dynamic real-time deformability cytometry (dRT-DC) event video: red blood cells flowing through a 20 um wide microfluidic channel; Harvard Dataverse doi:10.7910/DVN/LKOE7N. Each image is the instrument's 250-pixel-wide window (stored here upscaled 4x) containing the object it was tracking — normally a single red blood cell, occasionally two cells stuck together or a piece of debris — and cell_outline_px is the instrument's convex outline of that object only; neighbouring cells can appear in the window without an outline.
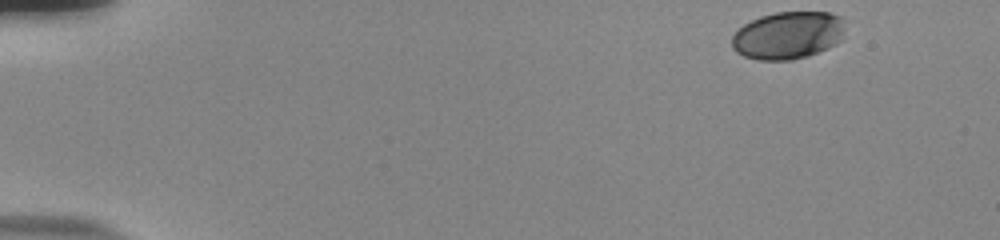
{"species": "human", "species_latin": "Homo sapiens", "temperature_condition": "room temperature", "stored_images_in_passage": 51, "camera_frame_rate_fps": 3000, "um_per_image_px": 0.085, "donor": {"sex": "male"}, "frame": {"image": 1, "passage_image": 1, "time_ms": 0.0, "image_size_px": [1000, 240], "cell_outline_px": [[844, 28], [840, 40], [836, 44], [828, 48], [808, 56], [792, 60], [756, 60], [744, 56], [736, 52], [732, 48], [732, 36], [744, 24], [760, 16], [776, 12], [828, 12], [840, 16], [844, 20]], "centroid_in_image_um": [66.97, 3.01], "position_along_channel_um": 18.0, "area_um2": 31.5}}
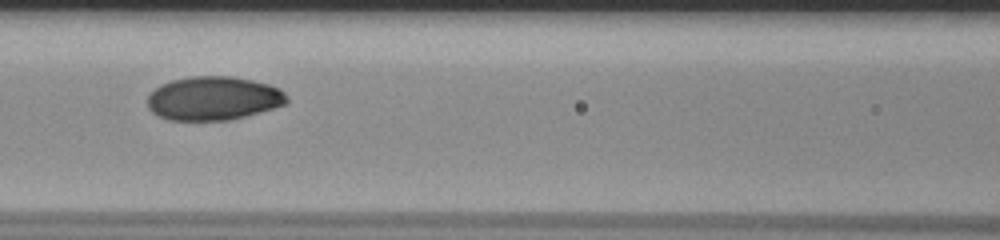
{"frame": {"image": 2, "passage_image": 22, "time_ms": 7.0, "image_size_px": [1000, 240], "cell_outline_px": [[288, 104], [244, 116], [228, 120], [168, 120], [152, 112], [148, 108], [148, 96], [160, 84], [172, 80], [192, 76], [232, 76], [252, 80], [268, 84], [280, 88], [288, 96]], "centroid_in_image_um": [18.16, 8.35], "position_along_channel_um": 148.4, "area_um2": 35.55}}
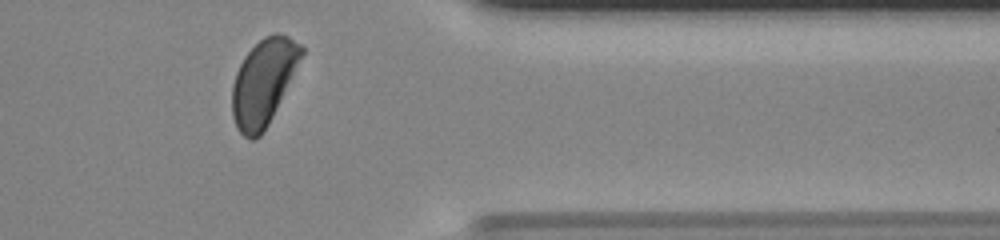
{"frame": {"image": 3, "passage_image": 42, "time_ms": 13.667, "image_size_px": [1000, 240], "cell_outline_px": [[304, 52], [264, 132], [256, 140], [248, 140], [236, 128], [232, 116], [232, 84], [236, 72], [244, 56], [264, 36], [272, 32], [276, 32], [288, 36], [300, 44], [304, 48]], "centroid_in_image_um": [22.36, 6.99], "position_along_channel_um": 389.0, "area_um2": 34.45}, "authors_computed_cell_mechanics": {"area_um2": 35.2002, "velocity_mm_per_s": 3.7642, "shape_relaxation_time_tau1_ms": 3.3425, "shape_relaxation_time_tau2_ms": null, "deformation_change_tau1": 0.1488, "deformation_change_tau2": null}}